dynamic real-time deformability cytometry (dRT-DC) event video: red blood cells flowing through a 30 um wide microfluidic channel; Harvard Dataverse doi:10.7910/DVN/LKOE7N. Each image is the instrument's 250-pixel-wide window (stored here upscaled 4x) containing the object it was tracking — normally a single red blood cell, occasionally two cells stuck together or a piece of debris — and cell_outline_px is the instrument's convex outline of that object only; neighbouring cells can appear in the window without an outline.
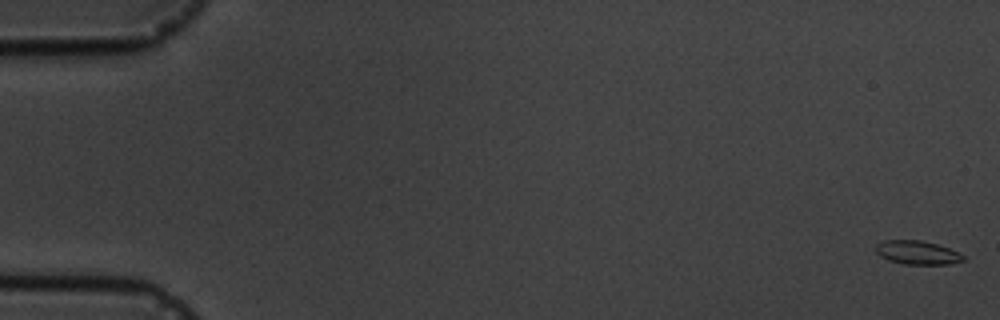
{"species": "common noctule bat (a hibernating species)", "species_latin": "Nyctalus noctula", "temperature_condition": "cold", "stored_images_in_passage": 17, "camera_frame_rate_fps": 3000, "um_per_image_px": 0.085, "animal": {"sex": "male", "body_mass_g": 19.5, "forearm_length_mm": 54.6}, "frame": {"image": 1, "passage_image": 1, "time_ms": 0.0, "image_size_px": [1000, 320], "cell_outline_px": [[964, 260], [948, 264], [904, 264], [888, 260], [880, 256], [876, 252], [876, 244], [884, 240], [920, 240], [936, 244], [948, 248], [964, 256]], "centroid_in_image_um": [77.92, 21.47], "position_along_channel_um": 7.1, "area_um2": 11.91}}
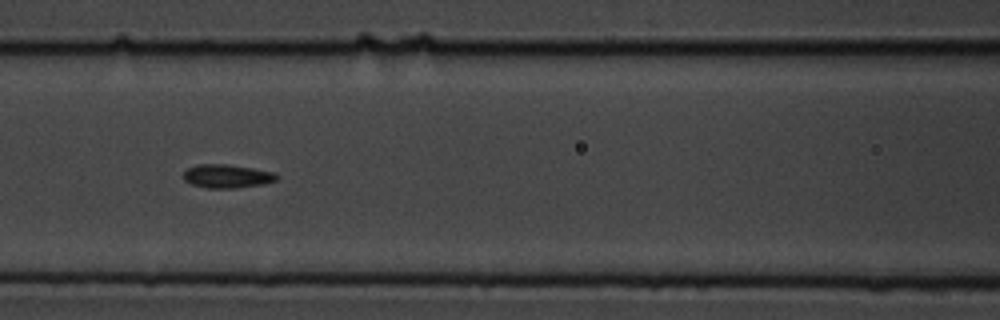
{"frame": {"image": 2, "passage_image": 8, "time_ms": 8.0, "image_size_px": [1000, 320], "cell_outline_px": [[280, 176], [276, 180], [264, 184], [236, 188], [208, 188], [192, 184], [184, 180], [184, 172], [188, 168], [196, 164], [228, 164], [276, 172]], "centroid_in_image_um": [19.33, 14.97], "position_along_channel_um": 147.3, "area_um2": 12.89}}
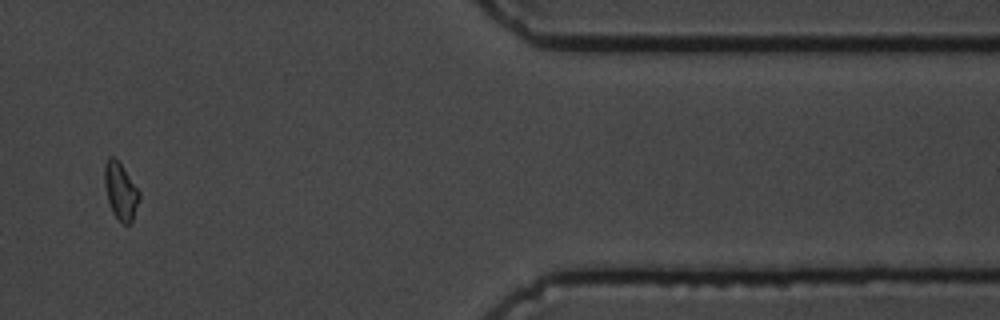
{"frame": {"image": 3, "passage_image": 15, "time_ms": 16.0, "image_size_px": [1000, 320], "cell_outline_px": [[140, 200], [132, 220], [128, 224], [124, 224], [112, 212], [108, 200], [104, 184], [104, 164], [108, 156], [116, 156], [140, 192]], "centroid_in_image_um": [10.24, 16.18], "position_along_channel_um": 401.2, "area_um2": 11.62}, "authors_computed_cell_mechanics": {"area_um2": 12.138, "velocity_mm_per_s": 3.6338, "shape_relaxation_time_tau1_ms": 1.644, "shape_relaxation_time_tau2_ms": 0.6724, "deformation_change_tau1": 0.0858, "deformation_change_tau2": 0.0476}}